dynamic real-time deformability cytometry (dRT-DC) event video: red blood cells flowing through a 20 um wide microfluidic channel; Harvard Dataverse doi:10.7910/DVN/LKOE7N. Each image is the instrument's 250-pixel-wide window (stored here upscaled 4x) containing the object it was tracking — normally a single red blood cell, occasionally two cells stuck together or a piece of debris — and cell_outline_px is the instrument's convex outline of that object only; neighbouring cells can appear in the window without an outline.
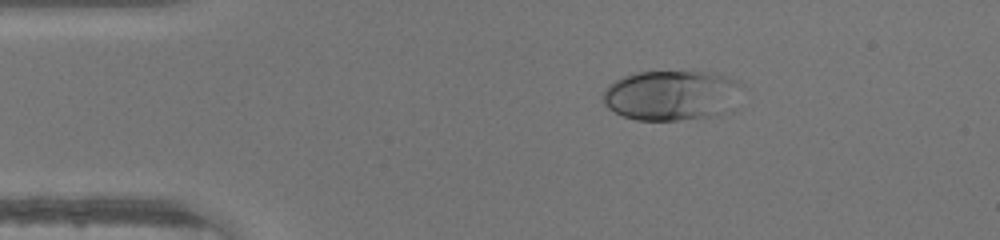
{"species": "human", "species_latin": "Homo sapiens", "temperature_condition": "warm", "stored_images_in_passage": 39, "camera_frame_rate_fps": 3000, "um_per_image_px": 0.085, "donor": {"sex": "male"}, "frame": {"image": 1, "passage_image": 1, "time_ms": 0.0, "image_size_px": [1000, 240], "cell_outline_px": [[736, 112], [720, 116], [676, 120], [636, 120], [624, 116], [608, 108], [604, 104], [604, 88], [608, 84], [632, 72], [692, 68], [696, 68], [712, 72], [736, 80]], "centroid_in_image_um": [57.1, 8.07], "position_along_channel_um": 27.9, "area_um2": 42.02}}
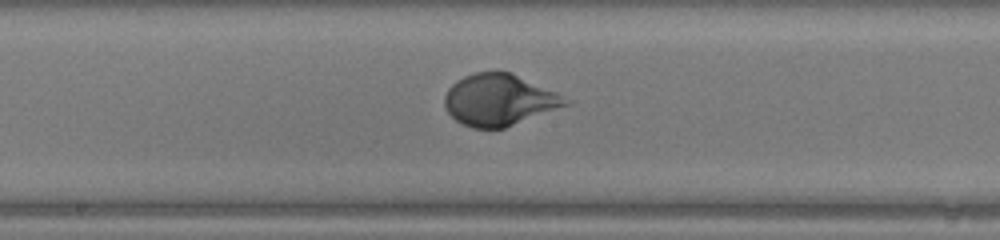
{"frame": {"image": 2, "passage_image": 17, "time_ms": 5.333, "image_size_px": [1000, 240], "cell_outline_px": [[572, 104], [504, 128], [472, 128], [456, 120], [448, 112], [444, 104], [444, 96], [448, 88], [456, 80], [464, 76], [476, 72], [512, 72], [556, 92]], "centroid_in_image_um": [42.42, 8.49], "position_along_channel_um": 205.8, "area_um2": 36.18}}
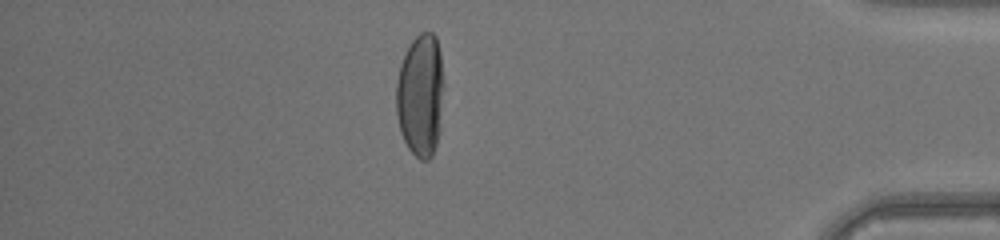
{"frame": {"image": 3, "passage_image": 33, "time_ms": 10.667, "image_size_px": [1000, 240], "cell_outline_px": [[444, 88], [440, 128], [436, 144], [432, 156], [428, 160], [420, 160], [408, 148], [400, 132], [396, 112], [396, 84], [400, 64], [412, 40], [420, 32], [432, 32], [436, 36], [440, 52], [444, 84]], "centroid_in_image_um": [35.75, 8.1], "position_along_channel_um": 399.4, "area_um2": 34.45}}